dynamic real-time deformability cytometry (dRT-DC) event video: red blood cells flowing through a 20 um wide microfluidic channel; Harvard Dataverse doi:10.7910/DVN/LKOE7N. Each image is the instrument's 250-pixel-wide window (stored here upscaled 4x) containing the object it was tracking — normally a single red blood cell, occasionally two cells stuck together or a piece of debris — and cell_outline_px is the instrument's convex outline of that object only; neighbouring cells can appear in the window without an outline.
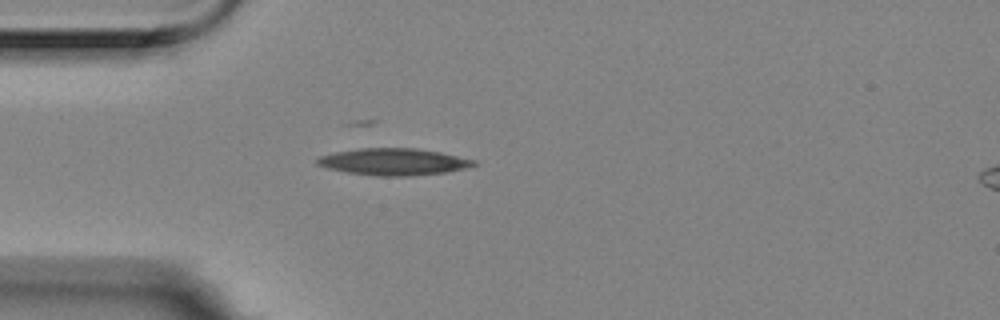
{"species": "Egyptian fruit bat (a non-hibernating species)", "species_latin": "Rousettus aegyptiacus", "temperature_condition": "room temperature", "stored_images_in_passage": 1, "camera_frame_rate_fps": 3000, "um_per_image_px": 0.085, "animal": {"sex": "female"}, "frame": {"image": 1, "passage_image": 1, "time_ms": 0.0, "image_size_px": [1000, 320], "cell_outline_px": [[476, 164], [464, 168], [444, 172], [408, 176], [376, 176], [348, 172], [328, 168], [316, 164], [316, 160], [320, 156], [336, 152], [360, 148], [416, 148], [440, 152], [476, 160]], "centroid_in_image_um": [33.44, 13.75], "position_along_channel_um": 51.6, "area_um2": 24.22}}